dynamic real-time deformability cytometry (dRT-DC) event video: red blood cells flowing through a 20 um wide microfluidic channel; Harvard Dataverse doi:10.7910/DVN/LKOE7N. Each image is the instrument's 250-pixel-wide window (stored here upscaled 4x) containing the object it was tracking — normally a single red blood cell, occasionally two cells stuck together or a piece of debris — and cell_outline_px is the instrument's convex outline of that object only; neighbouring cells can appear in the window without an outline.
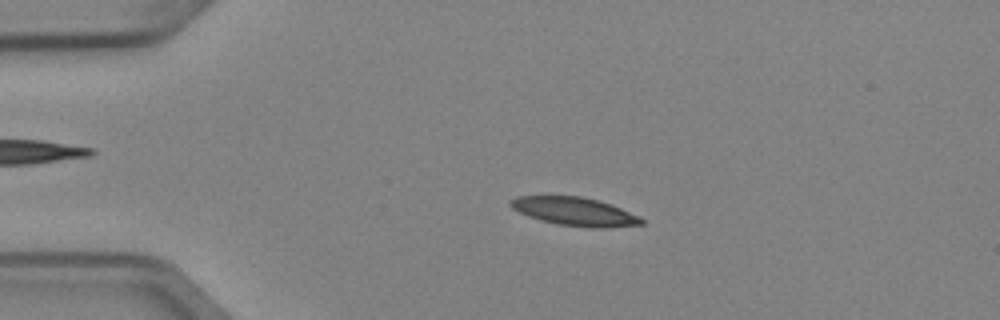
{"species": "Egyptian fruit bat (a non-hibernating species)", "species_latin": "Rousettus aegyptiacus", "temperature_condition": "cold", "stored_images_in_passage": 5, "camera_frame_rate_fps": 3000, "um_per_image_px": 0.085, "animal": {"sex": "female"}, "frame": {"image": 1, "passage_image": 3, "time_ms": 0.667, "image_size_px": [1000, 320], "cell_outline_px": [[644, 224], [604, 228], [596, 228], [560, 224], [528, 216], [512, 208], [508, 204], [508, 200], [516, 196], [580, 196], [612, 204], [640, 216], [644, 220]], "centroid_in_image_um": [48.87, 17.97], "position_along_channel_um": 36.1, "area_um2": 21.5}}
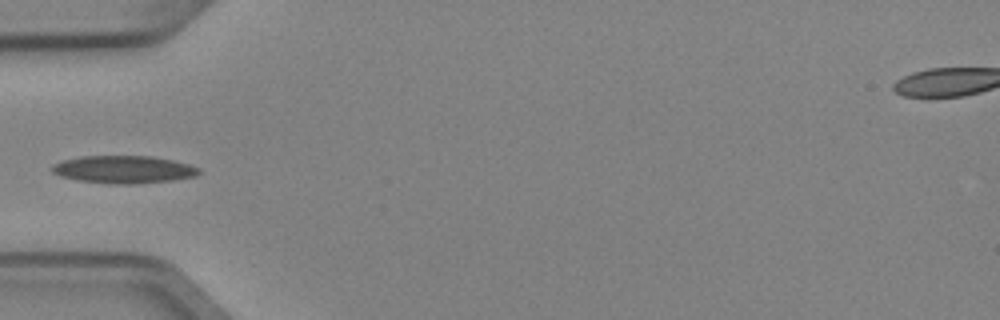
{"frame": {"image": 2, "passage_image": 4, "time_ms": 1.0, "image_size_px": [1000, 320], "cell_outline_px": [[200, 172], [196, 176], [172, 180], [136, 184], [108, 184], [80, 180], [60, 176], [52, 172], [52, 164], [64, 160], [80, 156], [152, 156], [172, 160], [188, 164], [200, 168]], "centroid_in_image_um": [10.51, 14.4], "position_along_channel_um": 74.5, "area_um2": 23.64}}
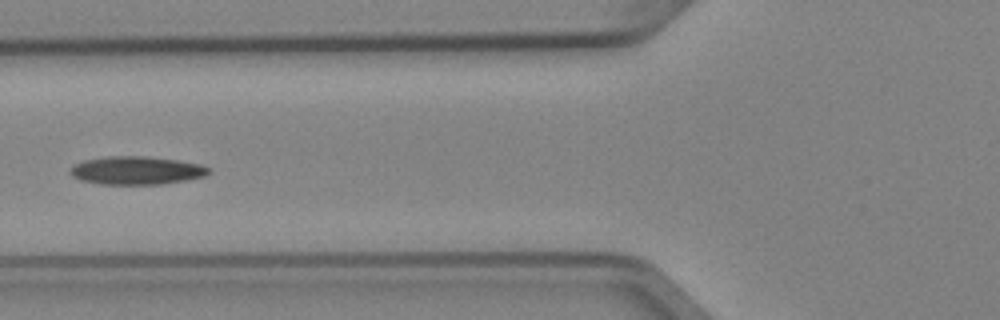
{"frame": {"image": 3, "passage_image": 5, "time_ms": 1.333, "image_size_px": [1000, 320], "cell_outline_px": [[212, 172], [204, 176], [184, 180], [160, 184], [100, 184], [80, 180], [72, 176], [68, 172], [76, 164], [84, 160], [108, 156], [144, 156], [176, 160], [200, 164], [208, 168]], "centroid_in_image_um": [11.58, 14.49], "position_along_channel_um": 114.2, "area_um2": 22.54}}